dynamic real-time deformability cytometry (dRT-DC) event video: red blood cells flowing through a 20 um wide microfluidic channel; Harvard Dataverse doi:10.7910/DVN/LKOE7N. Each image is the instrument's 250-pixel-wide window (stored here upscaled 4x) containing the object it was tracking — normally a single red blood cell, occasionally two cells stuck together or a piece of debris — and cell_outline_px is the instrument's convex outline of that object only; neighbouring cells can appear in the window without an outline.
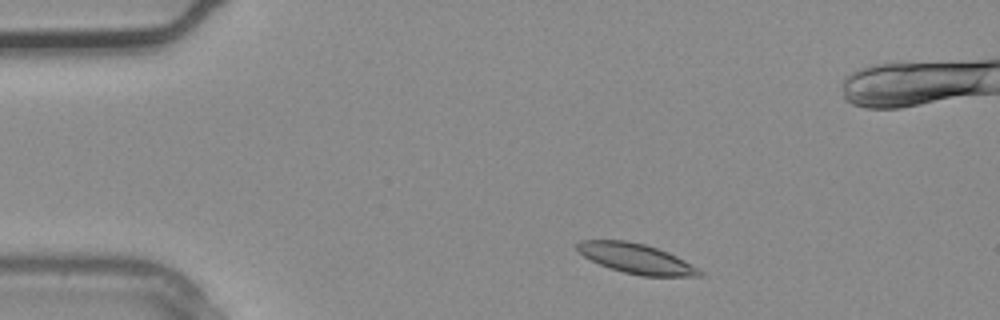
{"species": "common noctule bat (a hibernating species)", "species_latin": "Nyctalus noctula", "temperature_condition": "warm", "stored_images_in_passage": 3, "camera_frame_rate_fps": 3000, "um_per_image_px": 0.085, "animal": {"sex": "male", "body_mass_g": 20.4}, "frame": {"image": 1, "passage_image": 3, "time_ms": 0.667, "image_size_px": [1000, 320], "cell_outline_px": [[704, 276], [640, 276], [624, 272], [600, 264], [584, 256], [576, 248], [576, 244], [580, 240], [628, 240], [644, 244], [668, 252], [684, 260], [704, 272]], "centroid_in_image_um": [54.09, 21.97], "position_along_channel_um": 30.9, "area_um2": 21.15}}